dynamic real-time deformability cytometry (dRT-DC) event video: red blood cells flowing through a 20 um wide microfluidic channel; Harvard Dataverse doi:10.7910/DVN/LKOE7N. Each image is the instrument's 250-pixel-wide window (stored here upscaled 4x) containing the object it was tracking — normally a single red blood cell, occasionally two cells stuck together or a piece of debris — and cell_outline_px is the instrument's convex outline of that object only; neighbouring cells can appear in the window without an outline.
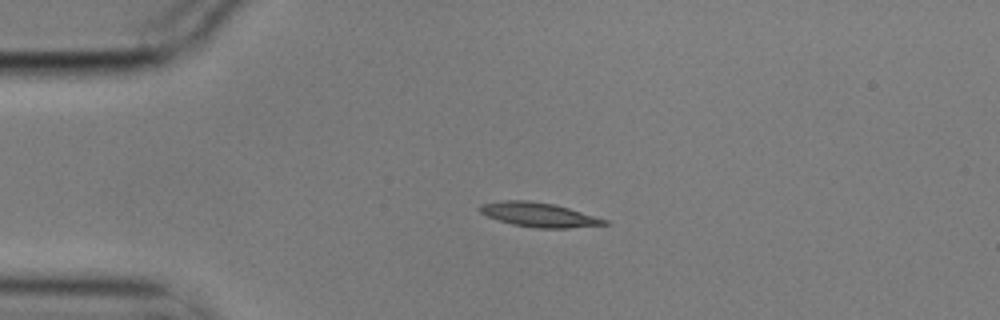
{"species": "common noctule bat (a hibernating species)", "species_latin": "Nyctalus noctula", "temperature_condition": "cold", "stored_images_in_passage": 3, "camera_frame_rate_fps": 3000, "um_per_image_px": 0.085, "animal": {"sex": "male", "body_mass_g": 17.9}, "frame": {"image": 1, "passage_image": 2, "time_ms": 0.333, "image_size_px": [1000, 320], "cell_outline_px": [[612, 224], [568, 228], [536, 228], [512, 224], [488, 216], [480, 212], [480, 204], [504, 200], [528, 200], [552, 204], [568, 208], [608, 220]], "centroid_in_image_um": [45.83, 18.25], "position_along_channel_um": 39.2, "area_um2": 17.46}}